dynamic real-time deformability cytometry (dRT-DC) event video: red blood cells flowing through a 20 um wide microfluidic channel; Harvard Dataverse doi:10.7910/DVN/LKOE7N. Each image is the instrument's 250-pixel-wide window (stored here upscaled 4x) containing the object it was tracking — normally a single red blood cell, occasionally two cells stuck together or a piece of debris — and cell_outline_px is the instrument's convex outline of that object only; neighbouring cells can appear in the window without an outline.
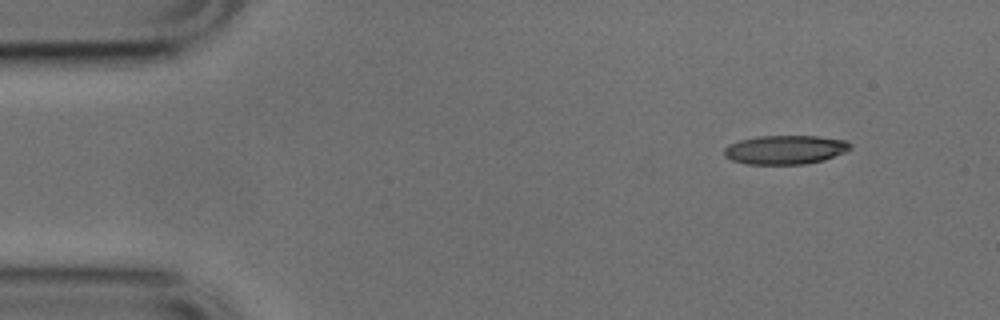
{"species": "common noctule bat (a hibernating species)", "species_latin": "Nyctalus noctula", "temperature_condition": "cold", "stored_images_in_passage": 51, "camera_frame_rate_fps": 3000, "um_per_image_px": 0.085, "animal": {"sex": "male", "body_mass_g": 17.9, "forearm_length_mm": 54.2}, "frame": {"image": 1, "passage_image": 4, "time_ms": 1.0, "image_size_px": [1000, 320], "cell_outline_px": [[852, 148], [844, 152], [824, 160], [804, 164], [744, 164], [732, 160], [724, 156], [724, 148], [728, 144], [740, 140], [756, 136], [820, 136], [848, 140], [852, 144]], "centroid_in_image_um": [66.75, 12.72], "position_along_channel_um": 18.2, "area_um2": 21.5}}
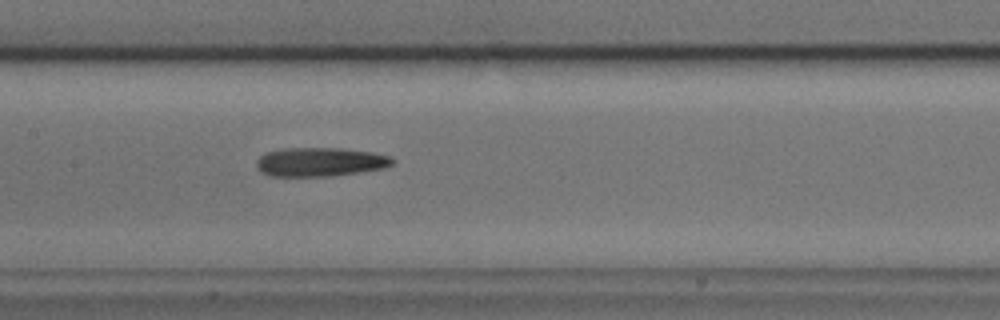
{"frame": {"image": 2, "passage_image": 23, "time_ms": 7.333, "image_size_px": [1000, 320], "cell_outline_px": [[396, 160], [392, 164], [384, 168], [332, 176], [268, 176], [260, 172], [256, 168], [256, 160], [264, 152], [280, 148], [340, 148], [372, 152], [392, 156]], "centroid_in_image_um": [27.17, 13.76], "position_along_channel_um": 180.2, "area_um2": 23.24}}
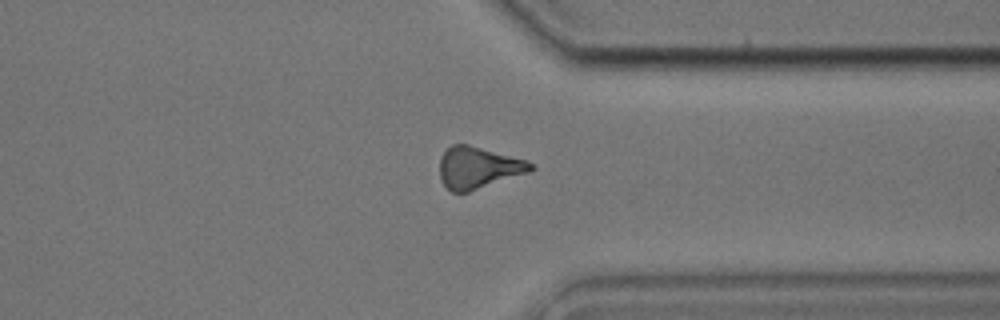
{"frame": {"image": 3, "passage_image": 38, "time_ms": 12.333, "image_size_px": [1000, 320], "cell_outline_px": [[536, 168], [528, 172], [468, 192], [452, 192], [440, 180], [440, 156], [452, 144], [468, 144], [528, 160], [536, 164]], "centroid_in_image_um": [40.66, 14.24], "position_along_channel_um": 370.7, "area_um2": 22.14}, "authors_computed_cell_mechanics": {"area_um2": 21.964, "velocity_mm_per_s": 3.8568, "shape_relaxation_time_tau1_ms": 3.0606, "shape_relaxation_time_tau2_ms": null, "deformation_change_tau1": 0.1241, "deformation_change_tau2": null}}